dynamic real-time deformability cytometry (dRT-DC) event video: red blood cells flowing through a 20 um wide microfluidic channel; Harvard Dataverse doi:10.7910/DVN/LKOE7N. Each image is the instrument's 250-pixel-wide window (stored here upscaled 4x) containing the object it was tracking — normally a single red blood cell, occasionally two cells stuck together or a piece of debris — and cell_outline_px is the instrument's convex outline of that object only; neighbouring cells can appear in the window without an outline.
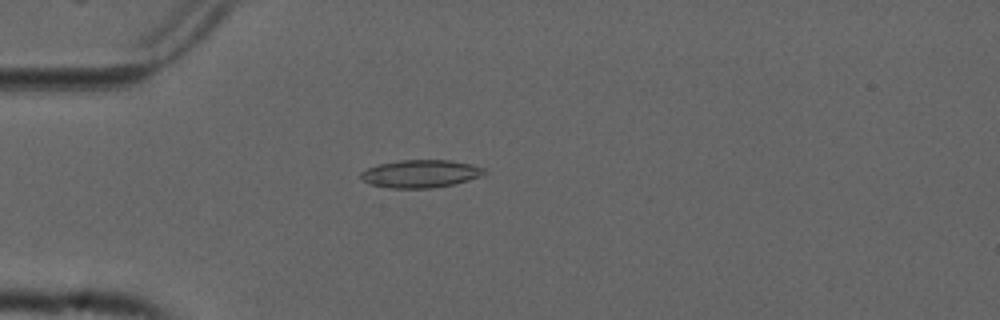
{"species": "common noctule bat (a hibernating species)", "species_latin": "Nyctalus noctula", "temperature_condition": "cold", "stored_images_in_passage": 54, "camera_frame_rate_fps": 3000, "um_per_image_px": 0.085, "animal": {"sex": "male", "forearm_length_mm": 52.5}, "frame": {"image": 1, "passage_image": 15, "time_ms": 4.667, "image_size_px": [1000, 320], "cell_outline_px": [[488, 172], [480, 176], [468, 180], [452, 184], [432, 188], [388, 188], [368, 184], [360, 176], [360, 172], [376, 164], [400, 160], [452, 160], [472, 164], [484, 168]], "centroid_in_image_um": [35.73, 14.76], "position_along_channel_um": 49.3, "area_um2": 20.11}}
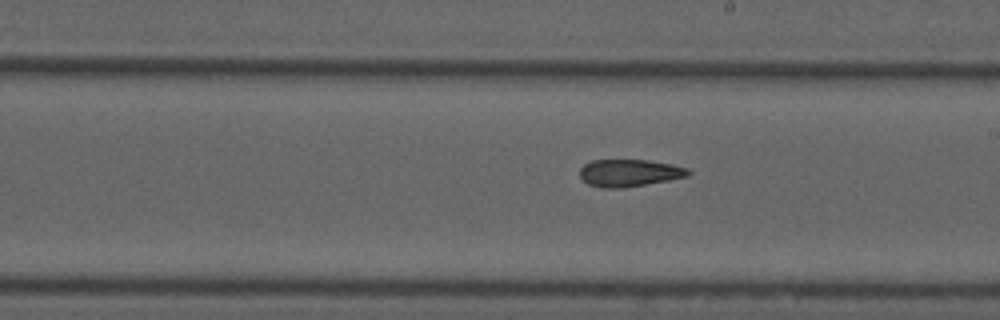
{"frame": {"image": 2, "passage_image": 31, "time_ms": 10.0, "image_size_px": [1000, 320], "cell_outline_px": [[692, 172], [688, 176], [668, 180], [620, 188], [600, 188], [588, 184], [580, 180], [580, 168], [584, 164], [592, 160], [648, 160], [672, 164], [688, 168]], "centroid_in_image_um": [53.46, 14.69], "position_along_channel_um": 235.5, "area_um2": 17.28}}
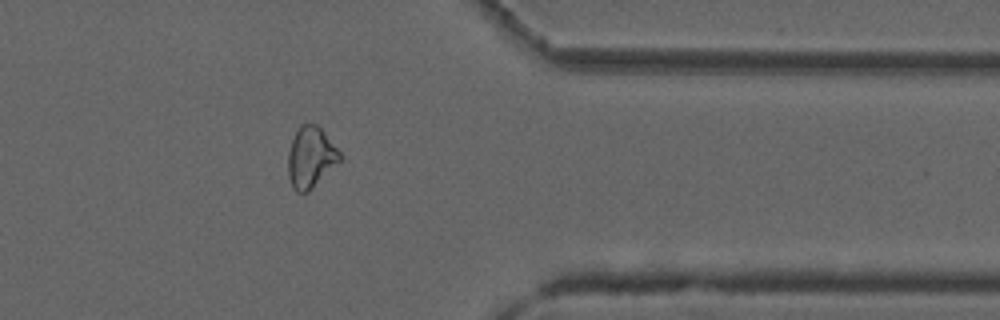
{"frame": {"image": 3, "passage_image": 44, "time_ms": 14.333, "image_size_px": [1000, 320], "cell_outline_px": [[344, 156], [308, 192], [296, 192], [292, 188], [288, 176], [288, 152], [292, 140], [300, 124], [316, 124], [324, 132]], "centroid_in_image_um": [26.4, 13.37], "position_along_channel_um": 385.0, "area_um2": 18.26}, "authors_computed_cell_mechanics": {"area_um2": 18.6116, "velocity_mm_per_s": 3.7521, "shape_relaxation_time_tau1_ms": null, "shape_relaxation_time_tau2_ms": 5.4633, "deformation_change_tau1": null, "deformation_change_tau2": 0.1529}}